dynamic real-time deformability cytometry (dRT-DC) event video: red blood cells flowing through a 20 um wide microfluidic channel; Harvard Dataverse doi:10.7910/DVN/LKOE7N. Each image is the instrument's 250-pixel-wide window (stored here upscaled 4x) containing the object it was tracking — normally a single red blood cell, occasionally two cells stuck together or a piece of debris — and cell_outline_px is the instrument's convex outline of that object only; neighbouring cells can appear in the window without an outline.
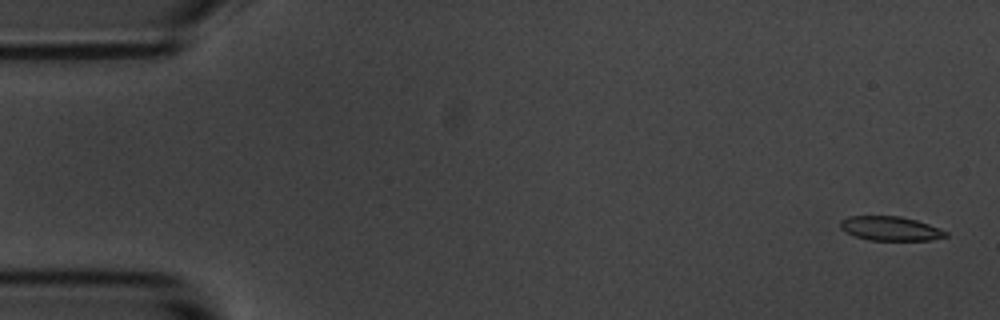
{"species": "common noctule bat (a hibernating species)", "species_latin": "Nyctalus noctula", "temperature_condition": "room temperature", "stored_images_in_passage": 15, "camera_frame_rate_fps": 3000, "um_per_image_px": 0.085, "animal": {"sex": "male", "body_mass_g": 20.1, "forearm_length_mm": 53.5}, "frame": {"image": 1, "passage_image": 1, "time_ms": 0.0, "image_size_px": [1000, 320], "cell_outline_px": [[948, 236], [932, 240], [868, 240], [844, 232], [840, 228], [840, 220], [848, 216], [900, 216], [916, 220], [928, 224], [948, 232]], "centroid_in_image_um": [75.66, 19.42], "position_along_channel_um": 9.3, "area_um2": 14.91}}
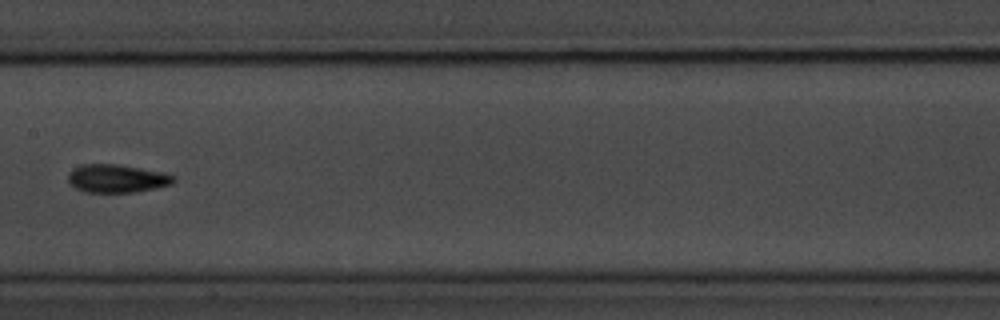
{"frame": {"image": 2, "passage_image": 8, "time_ms": 9.0, "image_size_px": [1000, 320], "cell_outline_px": [[176, 180], [172, 184], [156, 188], [136, 192], [84, 192], [76, 188], [68, 180], [68, 172], [72, 168], [80, 164], [116, 164], [140, 168], [160, 172], [176, 176]], "centroid_in_image_um": [9.92, 15.17], "position_along_channel_um": 197.5, "area_um2": 17.34}}
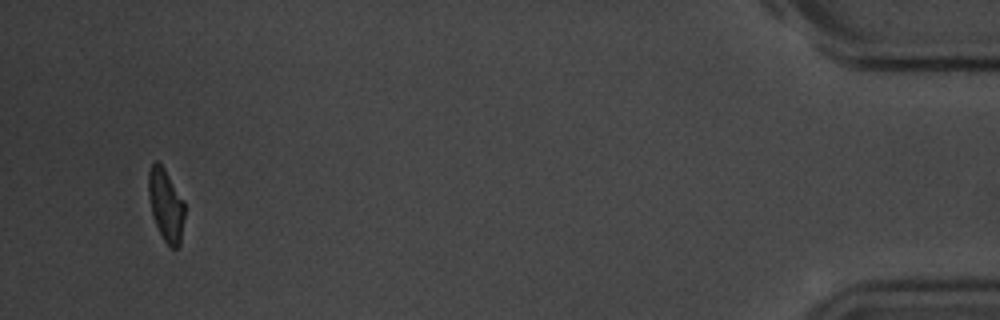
{"frame": {"image": 3, "passage_image": 15, "time_ms": 17.667, "image_size_px": [1000, 320], "cell_outline_px": [[184, 216], [180, 244], [176, 248], [172, 248], [164, 240], [152, 216], [148, 192], [148, 172], [152, 164], [156, 160], [164, 168], [184, 200]], "centroid_in_image_um": [14.09, 17.41], "position_along_channel_um": 421.1, "area_um2": 15.09}, "authors_computed_cell_mechanics": {"area_um2": 16.184, "velocity_mm_per_s": 3.4921, "shape_relaxation_time_tau1_ms": 3.5203, "shape_relaxation_time_tau2_ms": null, "deformation_change_tau1": 0.1221, "deformation_change_tau2": null}}